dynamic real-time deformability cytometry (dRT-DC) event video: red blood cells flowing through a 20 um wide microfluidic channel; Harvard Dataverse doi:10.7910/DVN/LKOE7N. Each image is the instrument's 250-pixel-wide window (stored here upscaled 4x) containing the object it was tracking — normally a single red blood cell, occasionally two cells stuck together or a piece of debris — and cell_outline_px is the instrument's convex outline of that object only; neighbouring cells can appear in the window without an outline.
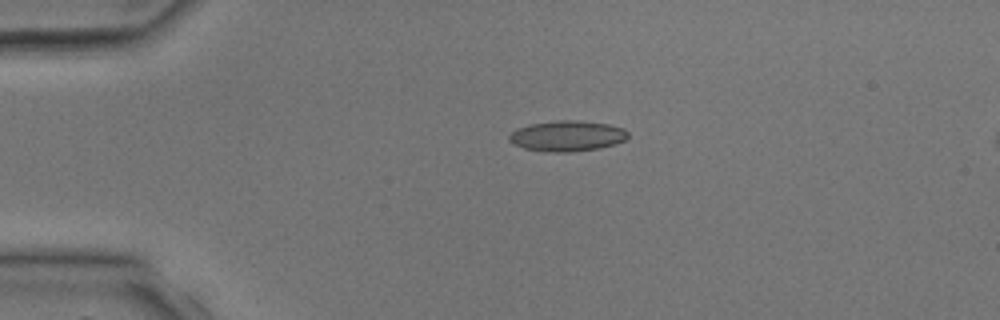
{"species": "common noctule bat (a hibernating species)", "species_latin": "Nyctalus noctula", "temperature_condition": "room temperature", "stored_images_in_passage": 4, "camera_frame_rate_fps": 3000, "um_per_image_px": 0.085, "animal": {"sex": "male", "body_mass_g": 17.9, "forearm_length_mm": 54.2}, "frame": {"image": 1, "passage_image": 3, "time_ms": 2.667, "image_size_px": [1000, 320], "cell_outline_px": [[628, 136], [624, 140], [616, 144], [600, 148], [568, 152], [540, 152], [524, 148], [508, 140], [508, 136], [516, 128], [528, 124], [560, 120], [576, 120], [608, 124], [624, 128], [628, 132]], "centroid_in_image_um": [48.2, 11.56], "position_along_channel_um": 36.8, "area_um2": 21.33}}